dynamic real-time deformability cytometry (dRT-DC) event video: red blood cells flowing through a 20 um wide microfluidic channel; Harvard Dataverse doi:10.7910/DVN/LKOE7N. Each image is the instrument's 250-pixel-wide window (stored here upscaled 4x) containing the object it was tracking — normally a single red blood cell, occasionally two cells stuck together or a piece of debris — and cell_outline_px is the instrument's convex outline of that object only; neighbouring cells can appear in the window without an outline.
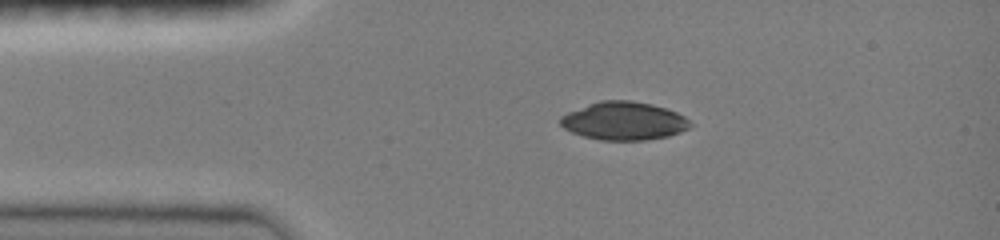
{"species": "common noctule bat (a hibernating species)", "species_latin": "Nyctalus noctula", "temperature_condition": "room temperature", "stored_images_in_passage": 34, "camera_frame_rate_fps": 3000, "um_per_image_px": 0.085, "animal": {"sex": "female", "body_mass_g": 19.0, "forearm_length_mm": 51.5}, "frame": {"image": 1, "passage_image": 2, "time_ms": 0.333, "image_size_px": [1000, 240], "cell_outline_px": [[692, 124], [688, 128], [680, 132], [668, 136], [644, 140], [600, 140], [584, 136], [572, 132], [564, 128], [560, 124], [560, 116], [568, 112], [588, 104], [600, 100], [632, 100], [652, 104], [676, 112], [684, 116]], "centroid_in_image_um": [53.01, 10.27], "position_along_channel_um": 32.0, "area_um2": 28.78}}
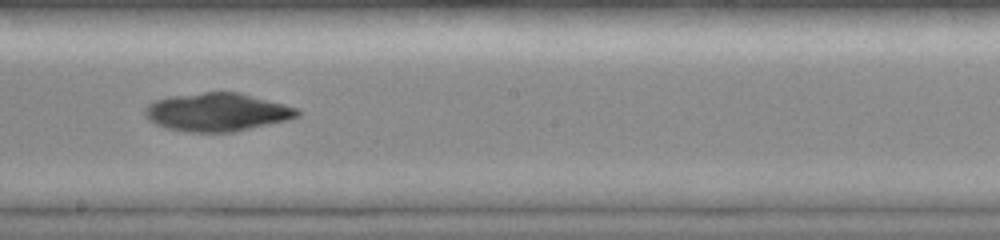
{"frame": {"image": 2, "passage_image": 19, "time_ms": 6.0, "image_size_px": [1000, 240], "cell_outline_px": [[300, 116], [284, 120], [232, 132], [188, 132], [168, 128], [156, 124], [148, 120], [144, 116], [144, 108], [148, 104], [156, 100], [168, 96], [204, 92], [240, 92], [300, 108]], "centroid_in_image_um": [18.43, 9.52], "position_along_channel_um": 229.8, "area_um2": 33.93}}
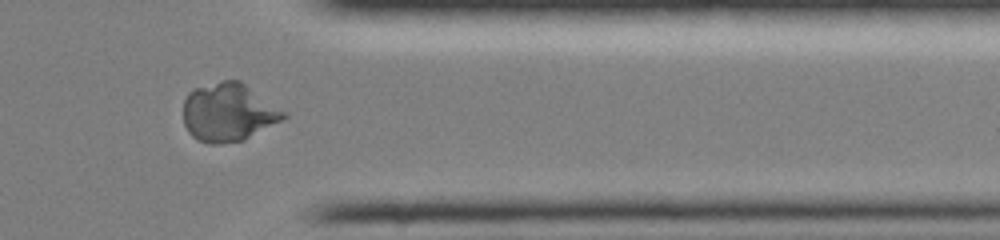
{"frame": {"image": 3, "passage_image": 31, "time_ms": 10.0, "image_size_px": [1000, 240], "cell_outline_px": [[288, 116], [244, 140], [216, 144], [208, 144], [192, 136], [188, 132], [184, 124], [184, 100], [188, 92], [192, 88], [220, 80], [240, 80], [288, 112]], "centroid_in_image_um": [19.41, 9.52], "position_along_channel_um": 392.0, "area_um2": 34.28}}